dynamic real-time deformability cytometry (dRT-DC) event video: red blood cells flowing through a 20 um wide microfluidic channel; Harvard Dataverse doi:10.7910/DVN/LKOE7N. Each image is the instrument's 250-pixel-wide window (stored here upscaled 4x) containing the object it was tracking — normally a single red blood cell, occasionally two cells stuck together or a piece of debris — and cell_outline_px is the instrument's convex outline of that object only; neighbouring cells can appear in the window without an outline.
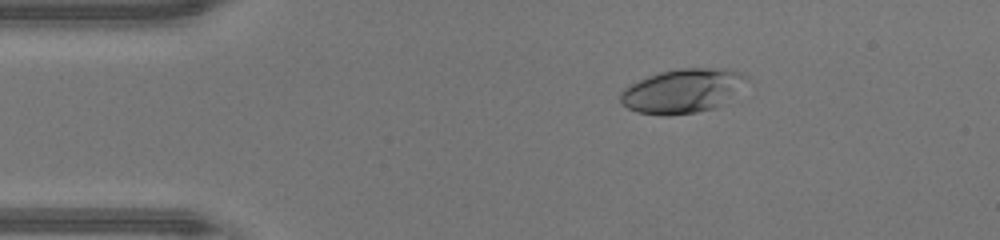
{"species": "human", "species_latin": "Homo sapiens", "temperature_condition": "warm", "stored_images_in_passage": 47, "camera_frame_rate_fps": 3000, "um_per_image_px": 0.085, "donor": {"sex": "male"}, "frame": {"image": 1, "passage_image": 8, "time_ms": 2.333, "image_size_px": [1000, 240], "cell_outline_px": [[748, 80], [716, 108], [696, 112], [668, 116], [664, 116], [636, 112], [628, 108], [620, 100], [620, 92], [628, 84], [648, 76], [660, 72], [676, 68], [728, 68], [740, 72], [748, 76]], "centroid_in_image_um": [57.97, 7.71], "position_along_channel_um": 27.0, "area_um2": 32.43}}
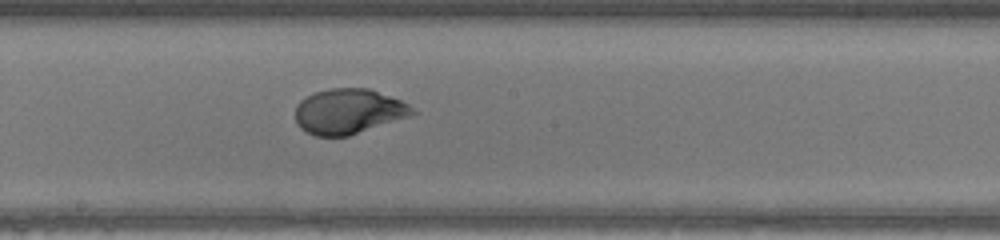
{"frame": {"image": 2, "passage_image": 25, "time_ms": 8.0, "image_size_px": [1000, 240], "cell_outline_px": [[420, 112], [348, 136], [316, 136], [300, 128], [296, 124], [296, 104], [300, 100], [316, 92], [328, 88], [368, 88], [400, 100], [408, 104]], "centroid_in_image_um": [29.61, 9.46], "position_along_channel_um": 218.6, "area_um2": 30.58}}
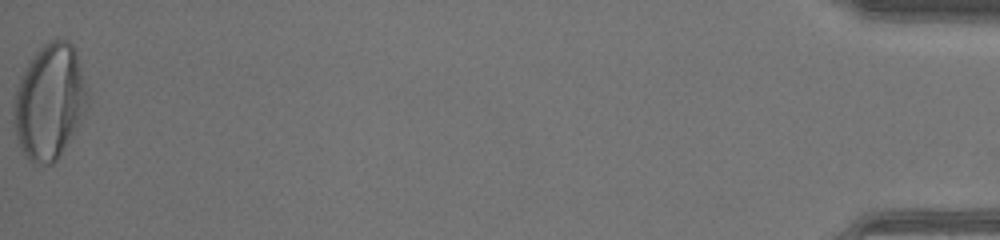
{"frame": {"image": 3, "passage_image": 47, "time_ms": 15.333, "image_size_px": [1000, 240], "cell_outline_px": [[88, 108], [84, 120], [60, 156], [52, 164], [32, 164], [24, 152], [16, 136], [12, 120], [12, 100], [20, 76], [36, 52], [44, 44], [52, 40], [68, 40], [72, 44], [76, 52], [88, 88]], "centroid_in_image_um": [4.23, 8.68], "position_along_channel_um": 431.0, "area_um2": 50.34}, "authors_computed_cell_mechanics": {"area_um2": 31.212, "velocity_mm_per_s": 4.4214, "shape_relaxation_time_tau1_ms": 6.3099, "shape_relaxation_time_tau2_ms": null, "deformation_change_tau1": 0.3327, "deformation_change_tau2": null}}